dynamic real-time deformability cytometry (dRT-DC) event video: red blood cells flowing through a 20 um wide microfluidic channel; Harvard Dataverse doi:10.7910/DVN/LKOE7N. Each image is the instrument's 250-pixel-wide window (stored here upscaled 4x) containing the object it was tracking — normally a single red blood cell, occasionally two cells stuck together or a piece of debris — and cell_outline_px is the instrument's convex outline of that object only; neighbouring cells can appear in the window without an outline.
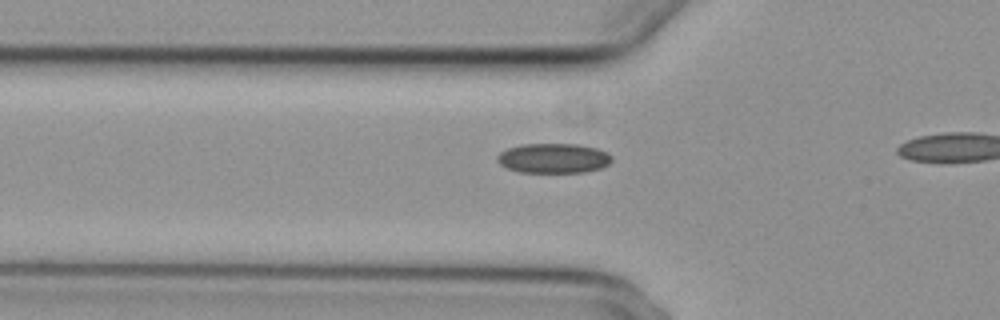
{"species": "common noctule bat (a hibernating species)", "species_latin": "Nyctalus noctula", "temperature_condition": "cold", "stored_images_in_passage": 21, "camera_frame_rate_fps": 3000, "um_per_image_px": 0.085, "animal": {"sex": "female", "body_mass_g": 29.2, "forearm_length_mm": 56.3}, "frame": {"image": 1, "passage_image": 12, "time_ms": 3.667, "image_size_px": [1000, 320], "cell_outline_px": [[612, 160], [608, 164], [600, 168], [584, 172], [520, 172], [508, 168], [500, 164], [496, 160], [496, 156], [500, 152], [508, 148], [520, 144], [580, 144], [596, 148], [608, 152], [612, 156]], "centroid_in_image_um": [47.04, 13.44], "position_along_channel_um": 78.8, "area_um2": 19.94}}
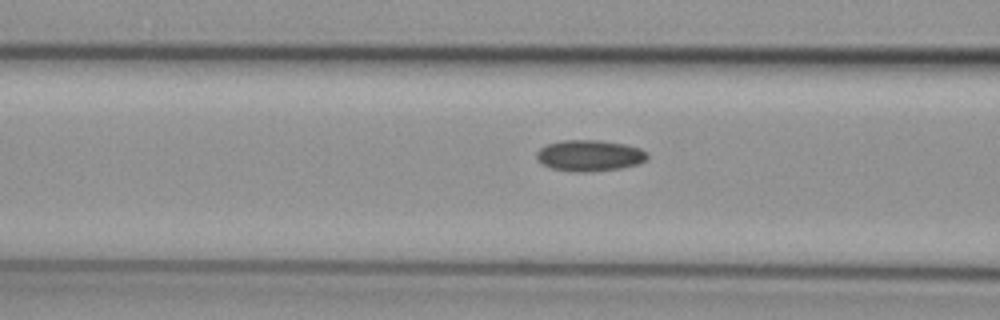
{"frame": {"image": 2, "passage_image": 15, "time_ms": 4.667, "image_size_px": [1000, 320], "cell_outline_px": [[648, 160], [636, 164], [620, 168], [592, 172], [572, 172], [552, 168], [544, 164], [536, 156], [536, 152], [540, 148], [548, 144], [564, 140], [600, 140], [624, 144], [640, 148], [648, 152]], "centroid_in_image_um": [50.15, 13.22], "position_along_channel_um": 116.5, "area_um2": 20.11}}
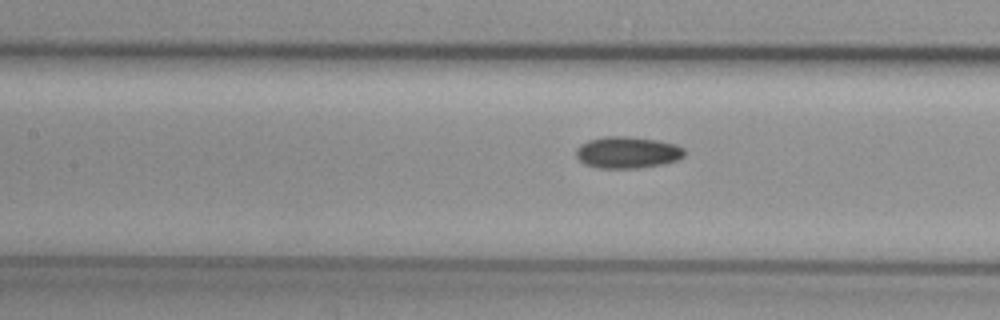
{"frame": {"image": 3, "passage_image": 18, "time_ms": 5.667, "image_size_px": [1000, 320], "cell_outline_px": [[684, 156], [676, 160], [664, 164], [640, 168], [596, 168], [584, 164], [576, 156], [576, 148], [580, 144], [588, 140], [604, 136], [628, 136], [660, 140], [676, 144], [684, 148]], "centroid_in_image_um": [53.32, 12.95], "position_along_channel_um": 154.1, "area_um2": 20.29}}